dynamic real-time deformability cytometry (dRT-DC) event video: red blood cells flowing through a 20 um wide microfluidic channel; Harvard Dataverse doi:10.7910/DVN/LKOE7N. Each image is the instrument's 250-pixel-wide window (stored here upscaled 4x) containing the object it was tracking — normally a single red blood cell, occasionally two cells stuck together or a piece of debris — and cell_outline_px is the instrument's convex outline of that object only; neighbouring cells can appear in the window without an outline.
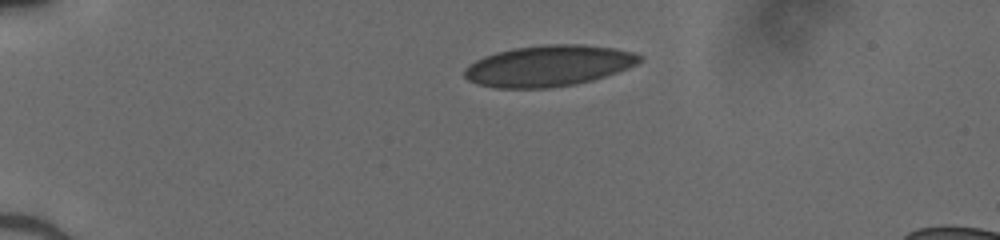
{"species": "human", "species_latin": "Homo sapiens", "temperature_condition": "cold", "stored_images_in_passage": 39, "camera_frame_rate_fps": 3000, "um_per_image_px": 0.085, "donor": {"sex": "male"}, "frame": {"image": 1, "passage_image": 1, "time_ms": 0.0, "image_size_px": [1000, 240], "cell_outline_px": [[644, 60], [628, 68], [592, 80], [552, 88], [496, 88], [480, 84], [468, 80], [464, 76], [464, 68], [476, 60], [484, 56], [496, 52], [516, 48], [544, 44], [580, 44], [612, 48], [632, 52], [644, 56]], "centroid_in_image_um": [46.63, 5.59], "position_along_channel_um": 38.4, "area_um2": 41.73}}
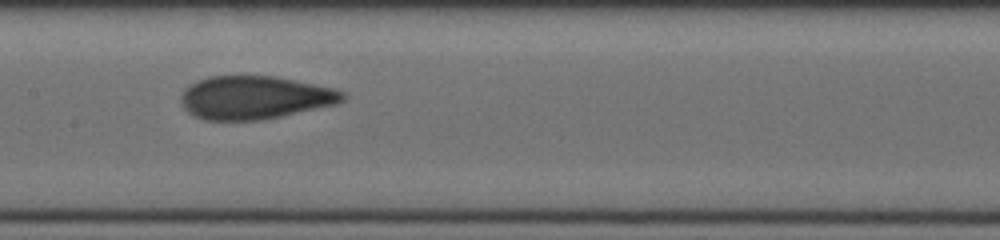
{"frame": {"image": 2, "passage_image": 16, "time_ms": 5.0, "image_size_px": [1000, 240], "cell_outline_px": [[348, 96], [344, 100], [336, 104], [280, 116], [260, 120], [204, 120], [188, 112], [184, 108], [180, 100], [180, 96], [184, 88], [188, 84], [208, 76], [272, 76], [296, 80], [336, 88], [344, 92]], "centroid_in_image_um": [21.65, 8.28], "position_along_channel_um": 185.8, "area_um2": 40.86}}
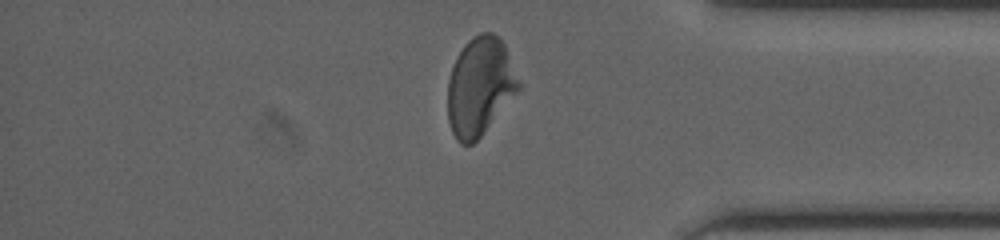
{"frame": {"image": 3, "passage_image": 32, "time_ms": 10.333, "image_size_px": [1000, 240], "cell_outline_px": [[520, 88], [480, 136], [472, 144], [460, 144], [456, 140], [452, 132], [448, 120], [448, 80], [456, 56], [464, 44], [472, 36], [480, 32], [492, 32], [504, 44], [520, 84]], "centroid_in_image_um": [40.75, 7.33], "position_along_channel_um": 394.4, "area_um2": 40.06}}